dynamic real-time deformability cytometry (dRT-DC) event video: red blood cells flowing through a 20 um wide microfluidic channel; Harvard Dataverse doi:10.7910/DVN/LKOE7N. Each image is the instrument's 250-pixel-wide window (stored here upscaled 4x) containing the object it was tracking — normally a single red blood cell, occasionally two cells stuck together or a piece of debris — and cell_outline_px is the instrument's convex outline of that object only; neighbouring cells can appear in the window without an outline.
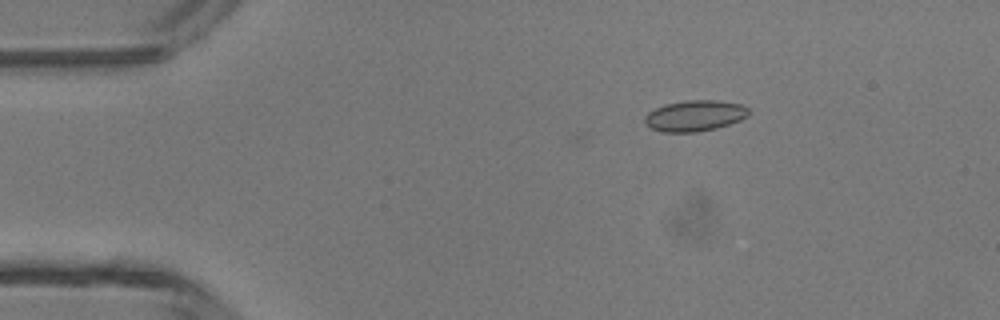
{"species": "common noctule bat (a hibernating species)", "species_latin": "Nyctalus noctula", "temperature_condition": "room temperature", "stored_images_in_passage": 8, "camera_frame_rate_fps": 3000, "um_per_image_px": 0.085, "animal": {"sex": "male", "body_mass_g": 13.3}, "frame": {"image": 1, "passage_image": 8, "time_ms": 2.333, "image_size_px": [1000, 320], "cell_outline_px": [[748, 116], [740, 120], [716, 128], [696, 132], [664, 132], [652, 128], [644, 124], [644, 116], [648, 112], [664, 104], [688, 100], [716, 100], [740, 104], [748, 108]], "centroid_in_image_um": [59.03, 9.83], "position_along_channel_um": 26.0, "area_um2": 18.67}}